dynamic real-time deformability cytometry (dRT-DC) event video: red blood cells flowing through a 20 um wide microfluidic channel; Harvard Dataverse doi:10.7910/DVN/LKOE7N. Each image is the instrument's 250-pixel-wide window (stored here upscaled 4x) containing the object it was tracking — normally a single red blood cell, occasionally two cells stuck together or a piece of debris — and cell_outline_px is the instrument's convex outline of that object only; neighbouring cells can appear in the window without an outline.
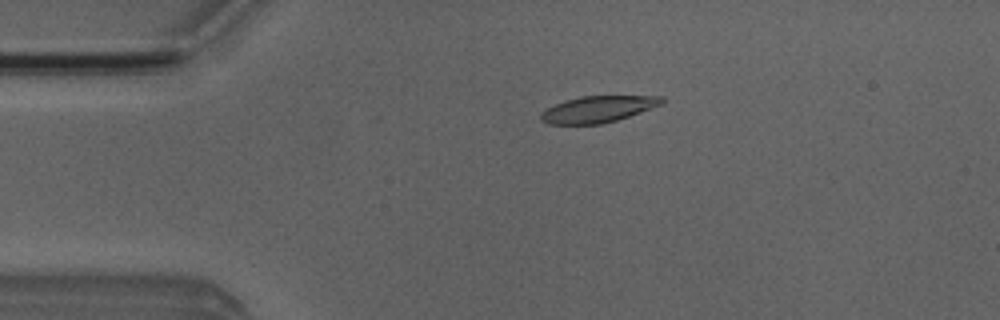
{"species": "Egyptian fruit bat (a non-hibernating species)", "species_latin": "Rousettus aegyptiacus", "temperature_condition": "room temperature", "stored_images_in_passage": 2, "camera_frame_rate_fps": 3000, "um_per_image_px": 0.085, "animal": {"sex": "male"}, "frame": {"image": 1, "passage_image": 1, "time_ms": 0.0, "image_size_px": [1000, 320], "cell_outline_px": [[664, 104], [616, 120], [600, 124], [548, 124], [540, 120], [540, 112], [564, 100], [580, 96], [664, 96]], "centroid_in_image_um": [50.82, 9.27], "position_along_channel_um": 34.2, "area_um2": 18.61}}